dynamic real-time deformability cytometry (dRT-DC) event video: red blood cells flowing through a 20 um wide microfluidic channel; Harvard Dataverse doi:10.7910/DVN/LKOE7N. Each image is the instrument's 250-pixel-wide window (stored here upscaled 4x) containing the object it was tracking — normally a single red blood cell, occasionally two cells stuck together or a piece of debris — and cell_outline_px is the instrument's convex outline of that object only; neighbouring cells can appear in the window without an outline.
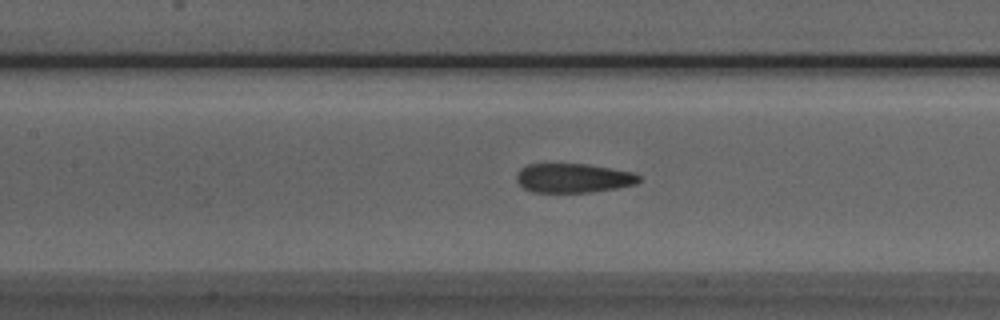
{"species": "Egyptian fruit bat (a non-hibernating species)", "species_latin": "Rousettus aegyptiacus", "temperature_condition": "room temperature", "stored_images_in_passage": 29, "camera_frame_rate_fps": 3000, "um_per_image_px": 0.085, "animal": {"sex": "male"}, "frame": {"image": 1, "passage_image": 10, "time_ms": 3.0, "image_size_px": [1000, 320], "cell_outline_px": [[640, 180], [636, 184], [616, 188], [592, 192], [532, 192], [524, 188], [516, 180], [516, 172], [520, 168], [528, 164], [588, 164], [632, 172], [640, 176]], "centroid_in_image_um": [48.71, 15.13], "position_along_channel_um": 158.7, "area_um2": 20.87}}
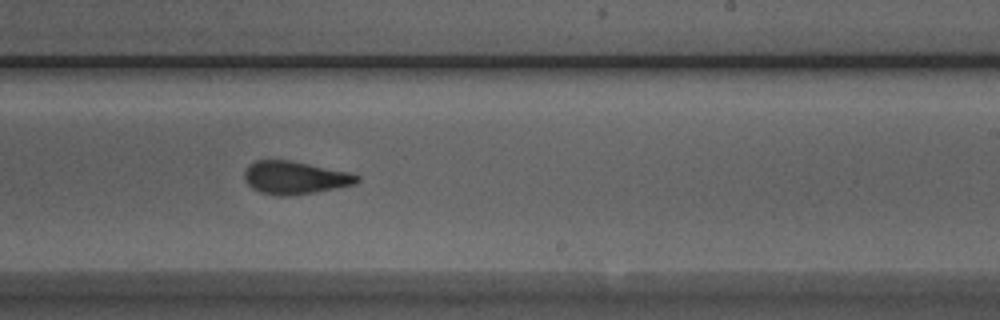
{"frame": {"image": 2, "passage_image": 18, "time_ms": 5.667, "image_size_px": [1000, 320], "cell_outline_px": [[360, 180], [356, 184], [316, 192], [292, 196], [280, 196], [260, 192], [252, 188], [244, 180], [244, 172], [248, 164], [256, 160], [288, 160], [352, 172], [360, 176]], "centroid_in_image_um": [25.08, 15.1], "position_along_channel_um": 263.9, "area_um2": 21.85}}
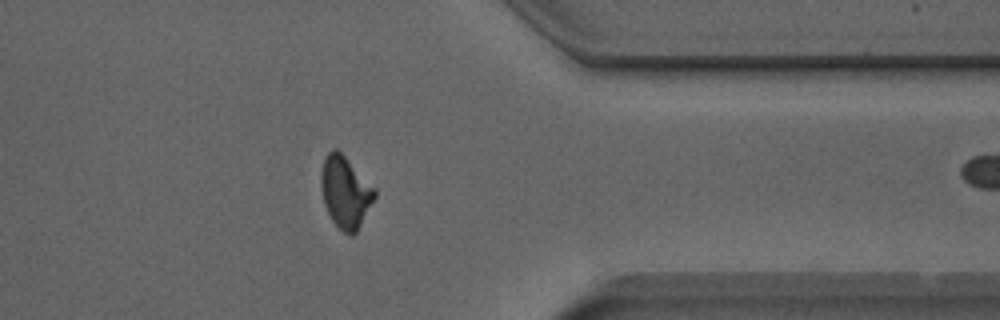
{"frame": {"image": 3, "passage_image": 28, "time_ms": 9.0, "image_size_px": [1000, 320], "cell_outline_px": [[376, 196], [356, 232], [352, 236], [344, 232], [332, 220], [324, 204], [320, 184], [320, 180], [324, 160], [328, 152], [332, 148], [336, 148], [376, 188]], "centroid_in_image_um": [29.36, 16.32], "position_along_channel_um": 382.0, "area_um2": 22.08}}